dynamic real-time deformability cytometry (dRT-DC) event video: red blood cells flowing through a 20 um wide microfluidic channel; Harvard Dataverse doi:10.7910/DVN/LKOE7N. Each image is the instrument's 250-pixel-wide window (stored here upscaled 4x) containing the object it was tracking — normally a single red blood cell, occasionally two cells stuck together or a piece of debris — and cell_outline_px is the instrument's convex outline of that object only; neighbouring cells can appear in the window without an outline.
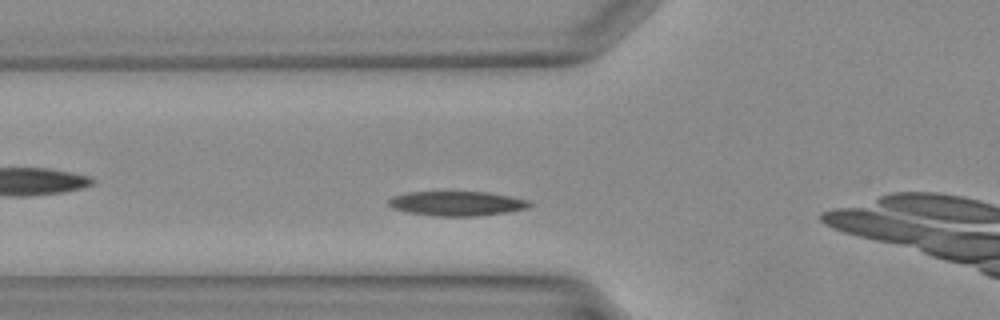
{"species": "Egyptian fruit bat (a non-hibernating species)", "species_latin": "Rousettus aegyptiacus", "temperature_condition": "warm", "stored_images_in_passage": 6, "camera_frame_rate_fps": 3000, "um_per_image_px": 0.085, "animal": {"sex": "female"}, "frame": {"image": 1, "passage_image": 5, "time_ms": 1.333, "image_size_px": [1000, 320], "cell_outline_px": [[532, 204], [524, 208], [508, 212], [476, 216], [436, 216], [408, 212], [392, 208], [388, 204], [388, 200], [392, 196], [408, 192], [488, 192], [532, 200]], "centroid_in_image_um": [38.84, 17.29], "position_along_channel_um": 87.0, "area_um2": 20.17}}